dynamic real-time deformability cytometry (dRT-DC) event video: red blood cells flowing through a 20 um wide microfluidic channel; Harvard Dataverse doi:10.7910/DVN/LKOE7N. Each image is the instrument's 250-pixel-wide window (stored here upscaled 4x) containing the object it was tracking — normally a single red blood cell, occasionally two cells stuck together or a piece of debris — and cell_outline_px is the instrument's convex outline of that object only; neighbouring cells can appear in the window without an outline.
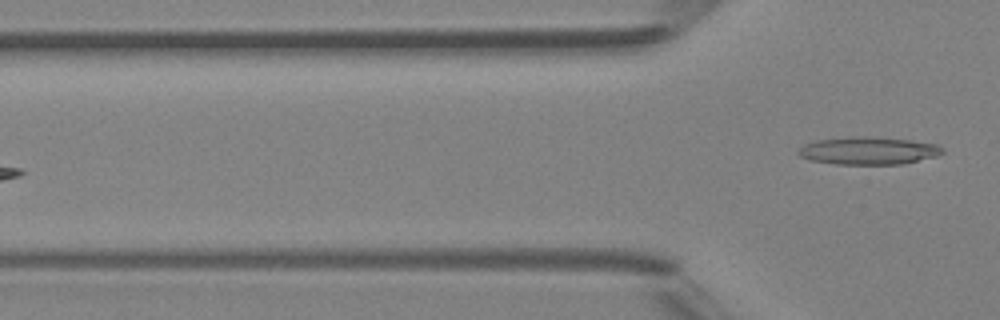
{"species": "Egyptian fruit bat (a non-hibernating species)", "species_latin": "Rousettus aegyptiacus", "temperature_condition": "room temperature", "stored_images_in_passage": 5, "camera_frame_rate_fps": 3000, "um_per_image_px": 0.085, "animal": {"sex": "female"}, "frame": {"image": 1, "passage_image": 5, "time_ms": 4.667, "image_size_px": [1000, 320], "cell_outline_px": [[944, 152], [936, 156], [904, 164], [836, 164], [812, 160], [800, 156], [796, 152], [804, 144], [816, 140], [852, 136], [864, 136], [912, 140], [940, 144], [944, 148]], "centroid_in_image_um": [73.85, 12.8], "position_along_channel_um": 51.9, "area_um2": 23.35}}